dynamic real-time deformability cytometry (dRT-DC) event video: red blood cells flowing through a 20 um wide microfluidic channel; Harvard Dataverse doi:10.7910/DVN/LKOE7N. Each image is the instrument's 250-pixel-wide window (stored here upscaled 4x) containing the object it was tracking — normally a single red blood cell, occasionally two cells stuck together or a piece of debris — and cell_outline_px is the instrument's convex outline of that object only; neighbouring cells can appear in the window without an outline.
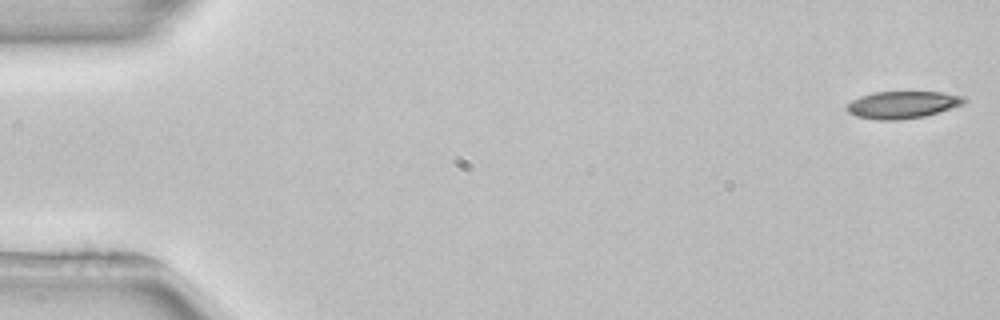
{"species": "common noctule bat (a hibernating species)", "species_latin": "Nyctalus noctula", "temperature_condition": "room temperature", "stored_images_in_passage": 5, "segment_of_instrument_passage": [1, 2], "camera_frame_rate_fps": 3000, "um_per_image_px": 0.085, "animal": {"sex": "female", "body_mass_g": 22.7, "forearm_length_mm": 54.2}, "frame": {"image": 1, "passage_image": 1, "time_ms": 0.0, "image_size_px": [1000, 320], "cell_outline_px": [[968, 100], [964, 104], [940, 112], [924, 116], [900, 120], [876, 120], [856, 116], [848, 112], [848, 104], [852, 100], [860, 96], [872, 92], [944, 92], [964, 96]], "centroid_in_image_um": [76.75, 8.9], "position_along_channel_um": 8.2, "area_um2": 18.73}}
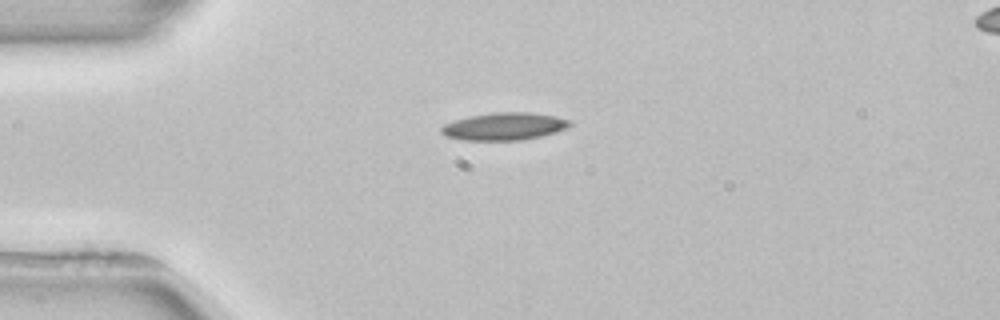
{"frame": {"image": 2, "passage_image": 4, "time_ms": 4.0, "image_size_px": [1000, 320], "cell_outline_px": [[572, 124], [568, 128], [556, 132], [524, 140], [464, 140], [444, 136], [440, 132], [440, 128], [444, 124], [468, 116], [496, 112], [528, 112], [556, 116], [572, 120]], "centroid_in_image_um": [42.88, 10.74], "position_along_channel_um": 42.1, "area_um2": 20.75}}